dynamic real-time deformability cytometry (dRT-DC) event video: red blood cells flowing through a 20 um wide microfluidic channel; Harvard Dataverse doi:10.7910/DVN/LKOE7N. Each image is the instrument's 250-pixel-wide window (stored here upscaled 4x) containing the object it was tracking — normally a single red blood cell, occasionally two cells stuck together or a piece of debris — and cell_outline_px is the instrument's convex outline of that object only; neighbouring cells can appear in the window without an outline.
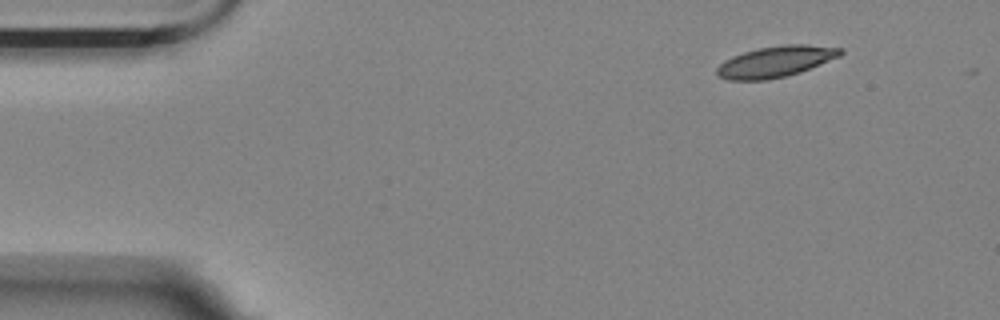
{"species": "Egyptian fruit bat (a non-hibernating species)", "species_latin": "Rousettus aegyptiacus", "temperature_condition": "room temperature", "stored_images_in_passage": 2, "camera_frame_rate_fps": 3000, "um_per_image_px": 0.085, "animal": {"sex": "female"}, "frame": {"image": 1, "passage_image": 1, "time_ms": 0.0, "image_size_px": [1000, 320], "cell_outline_px": [[844, 52], [840, 56], [800, 72], [788, 76], [768, 80], [728, 80], [720, 76], [716, 72], [716, 68], [724, 60], [732, 56], [744, 52], [760, 48], [784, 44], [804, 44], [844, 48]], "centroid_in_image_um": [65.94, 5.24], "position_along_channel_um": 19.1, "area_um2": 22.37}}